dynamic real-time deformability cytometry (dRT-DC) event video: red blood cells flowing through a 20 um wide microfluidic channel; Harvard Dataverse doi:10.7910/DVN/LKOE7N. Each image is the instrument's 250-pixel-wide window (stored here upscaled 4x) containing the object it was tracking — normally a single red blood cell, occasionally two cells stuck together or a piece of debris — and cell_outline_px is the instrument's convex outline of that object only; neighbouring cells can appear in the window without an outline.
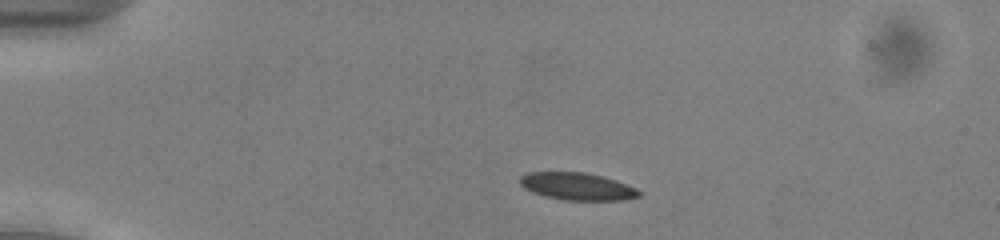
{"species": "common noctule bat (a hibernating species)", "species_latin": "Nyctalus noctula", "temperature_condition": "cold", "stored_images_in_passage": 42, "camera_frame_rate_fps": 3000, "um_per_image_px": 0.085, "animal": {"sex": "male", "body_mass_g": 13.0, "forearm_length_mm": 53.1}, "frame": {"image": 1, "passage_image": 1, "time_ms": 0.0, "image_size_px": [1000, 240], "cell_outline_px": [[644, 192], [640, 196], [628, 200], [564, 200], [544, 196], [532, 192], [524, 188], [520, 184], [520, 176], [528, 172], [584, 172], [616, 180], [636, 188]], "centroid_in_image_um": [49.09, 15.85], "position_along_channel_um": 35.9, "area_um2": 19.13}}
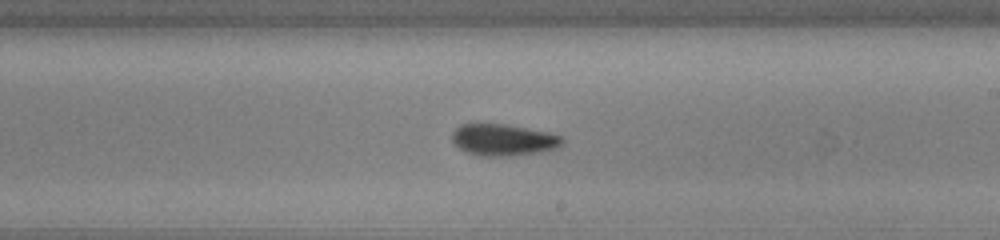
{"frame": {"image": 2, "passage_image": 21, "time_ms": 6.667, "image_size_px": [1000, 240], "cell_outline_px": [[564, 140], [556, 148], [540, 152], [512, 156], [476, 156], [460, 148], [452, 140], [452, 132], [460, 124], [504, 124], [548, 132], [564, 136]], "centroid_in_image_um": [42.79, 11.89], "position_along_channel_um": 246.2, "area_um2": 20.29}}
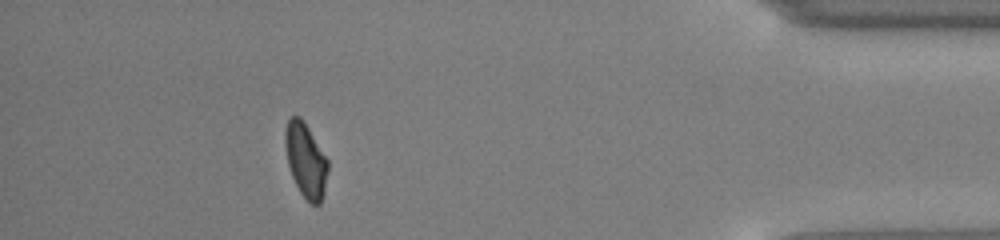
{"frame": {"image": 3, "passage_image": 37, "time_ms": 12.0, "image_size_px": [1000, 240], "cell_outline_px": [[328, 172], [324, 196], [320, 204], [312, 204], [300, 192], [292, 176], [288, 164], [284, 144], [284, 132], [288, 120], [292, 116], [300, 116], [304, 120], [328, 160]], "centroid_in_image_um": [25.99, 13.6], "position_along_channel_um": 409.2, "area_um2": 18.61}, "authors_computed_cell_mechanics": {"area_um2": 19.8832, "velocity_mm_per_s": 3.9334, "shape_relaxation_time_tau1_ms": 2.0042, "shape_relaxation_time_tau2_ms": 3.4012, "deformation_change_tau1": 0.1031, "deformation_change_tau2": 0.0763}}